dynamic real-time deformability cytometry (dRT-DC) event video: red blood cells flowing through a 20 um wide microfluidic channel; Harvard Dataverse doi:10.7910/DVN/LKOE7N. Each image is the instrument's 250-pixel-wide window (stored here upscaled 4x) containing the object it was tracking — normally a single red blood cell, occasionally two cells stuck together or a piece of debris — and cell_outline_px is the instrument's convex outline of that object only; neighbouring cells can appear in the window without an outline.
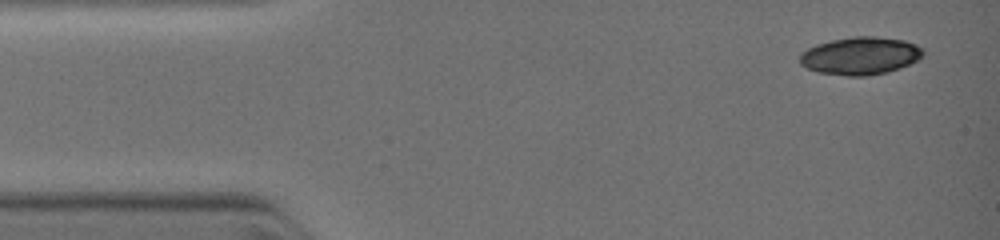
{"species": "common noctule bat (a hibernating species)", "species_latin": "Nyctalus noctula", "temperature_condition": "warm", "stored_images_in_passage": 3, "camera_frame_rate_fps": 3000, "um_per_image_px": 0.085, "animal": {"sex": "female", "body_mass_g": 19.0, "forearm_length_mm": 51.5}, "frame": {"image": 1, "passage_image": 1, "time_ms": 0.0, "image_size_px": [1000, 240], "cell_outline_px": [[924, 56], [900, 68], [888, 72], [864, 76], [844, 76], [816, 72], [800, 64], [800, 52], [816, 44], [832, 40], [852, 36], [876, 36], [904, 40], [916, 44], [924, 48]], "centroid_in_image_um": [73.13, 4.74], "position_along_channel_um": 11.9, "area_um2": 27.34}}